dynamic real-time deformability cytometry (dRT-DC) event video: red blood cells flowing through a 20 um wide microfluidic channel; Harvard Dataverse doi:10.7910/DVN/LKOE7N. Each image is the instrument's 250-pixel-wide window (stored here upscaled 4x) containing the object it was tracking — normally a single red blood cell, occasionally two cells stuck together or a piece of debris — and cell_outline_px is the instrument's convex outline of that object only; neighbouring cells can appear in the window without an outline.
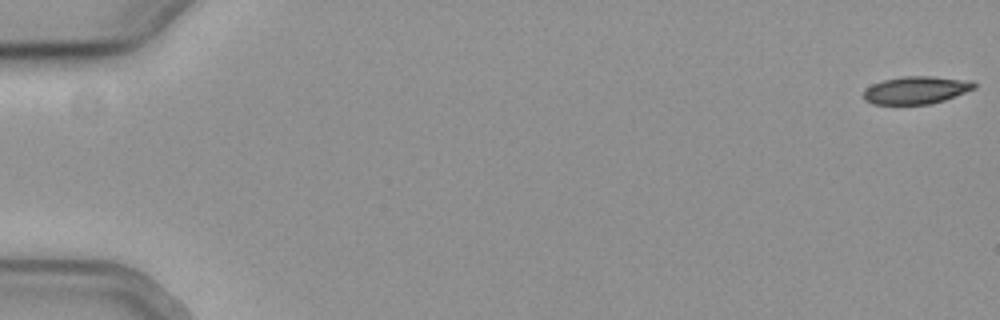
{"species": "common noctule bat (a hibernating species)", "species_latin": "Nyctalus noctula", "temperature_condition": "cold", "stored_images_in_passage": 15, "camera_frame_rate_fps": 3000, "um_per_image_px": 0.085, "animal": {"sex": "female", "body_mass_g": 19.3, "forearm_length_mm": 54.1}, "frame": {"image": 1, "passage_image": 1, "time_ms": 0.0, "image_size_px": [1000, 320], "cell_outline_px": [[976, 88], [944, 100], [932, 104], [872, 104], [864, 100], [864, 92], [872, 84], [884, 80], [904, 76], [932, 76], [972, 80], [976, 84]], "centroid_in_image_um": [77.9, 7.65], "position_along_channel_um": 7.1, "area_um2": 17.8}}